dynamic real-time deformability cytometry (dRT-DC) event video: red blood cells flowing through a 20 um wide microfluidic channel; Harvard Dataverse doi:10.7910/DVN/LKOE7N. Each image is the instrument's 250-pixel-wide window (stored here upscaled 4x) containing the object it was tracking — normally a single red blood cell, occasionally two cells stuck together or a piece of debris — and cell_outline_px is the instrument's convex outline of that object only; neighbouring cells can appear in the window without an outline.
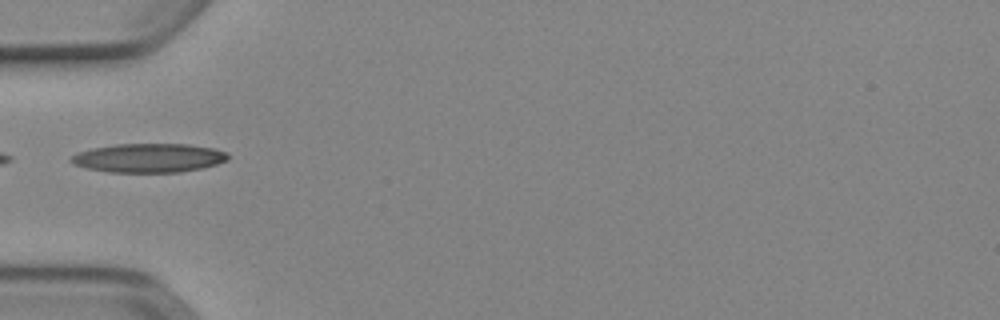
{"species": "Egyptian fruit bat (a non-hibernating species)", "species_latin": "Rousettus aegyptiacus", "temperature_condition": "cold", "stored_images_in_passage": 12, "camera_frame_rate_fps": 3000, "um_per_image_px": 0.085, "animal": {"sex": "female"}, "frame": {"image": 1, "passage_image": 1, "time_ms": 0.0, "image_size_px": [1000, 320], "cell_outline_px": [[228, 160], [216, 164], [200, 168], [180, 172], [108, 172], [88, 168], [72, 164], [68, 160], [72, 156], [80, 152], [92, 148], [116, 144], [188, 144], [212, 148], [228, 152]], "centroid_in_image_um": [12.64, 13.42], "position_along_channel_um": 72.4, "area_um2": 26.36}}
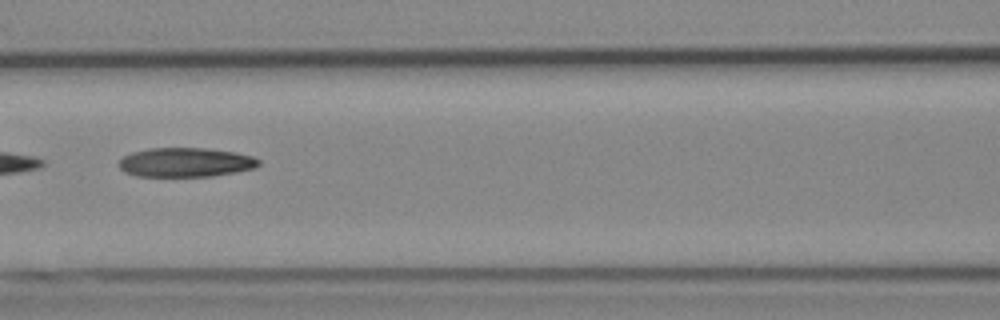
{"frame": {"image": 2, "passage_image": 7, "time_ms": 2.0, "image_size_px": [1000, 320], "cell_outline_px": [[260, 164], [256, 168], [236, 172], [212, 176], [136, 176], [124, 172], [120, 168], [120, 160], [124, 156], [132, 152], [148, 148], [204, 148], [236, 152], [252, 156], [260, 160]], "centroid_in_image_um": [15.8, 13.8], "position_along_channel_um": 150.8, "area_um2": 23.87}}
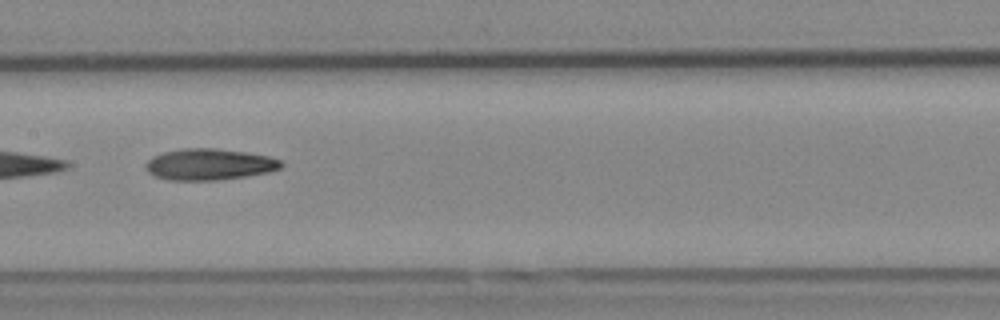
{"frame": {"image": 3, "passage_image": 10, "time_ms": 3.0, "image_size_px": [1000, 320], "cell_outline_px": [[284, 164], [280, 168], [268, 172], [244, 176], [216, 180], [168, 180], [156, 176], [148, 172], [144, 164], [152, 156], [164, 152], [184, 148], [216, 148], [244, 152], [268, 156], [284, 160]], "centroid_in_image_um": [17.79, 13.96], "position_along_channel_um": 189.6, "area_um2": 24.68}}